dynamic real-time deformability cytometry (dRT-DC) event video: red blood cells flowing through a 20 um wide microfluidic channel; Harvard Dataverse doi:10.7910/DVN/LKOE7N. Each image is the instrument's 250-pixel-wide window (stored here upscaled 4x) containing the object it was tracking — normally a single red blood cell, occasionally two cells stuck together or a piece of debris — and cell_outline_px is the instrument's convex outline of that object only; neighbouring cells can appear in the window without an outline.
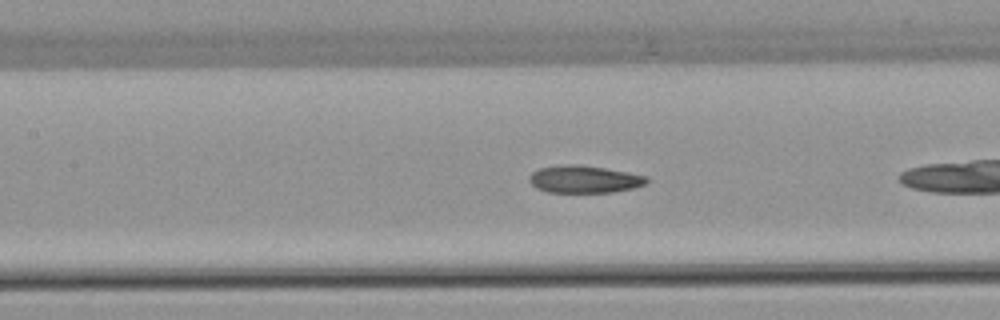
{"species": "common noctule bat (a hibernating species)", "species_latin": "Nyctalus noctula", "temperature_condition": "warm", "stored_images_in_passage": 25, "camera_frame_rate_fps": 3000, "um_per_image_px": 0.085, "animal": {"sex": "female", "body_mass_g": 22.7, "forearm_length_mm": 54.2}, "frame": {"image": 1, "passage_image": 8, "time_ms": 2.333, "image_size_px": [1000, 320], "cell_outline_px": [[648, 180], [644, 184], [632, 188], [612, 192], [548, 192], [536, 188], [528, 180], [528, 176], [532, 172], [540, 168], [564, 164], [580, 164], [628, 172], [648, 176]], "centroid_in_image_um": [49.63, 15.22], "position_along_channel_um": 157.8, "area_um2": 18.73}}
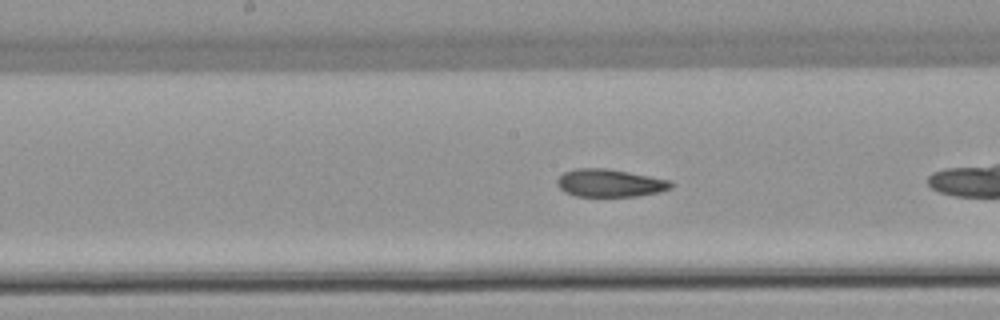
{"frame": {"image": 2, "passage_image": 11, "time_ms": 3.333, "image_size_px": [1000, 320], "cell_outline_px": [[672, 188], [660, 192], [636, 196], [576, 196], [564, 192], [556, 184], [556, 180], [564, 172], [576, 168], [608, 168], [672, 180]], "centroid_in_image_um": [51.84, 15.55], "position_along_channel_um": 196.4, "area_um2": 18.55}}